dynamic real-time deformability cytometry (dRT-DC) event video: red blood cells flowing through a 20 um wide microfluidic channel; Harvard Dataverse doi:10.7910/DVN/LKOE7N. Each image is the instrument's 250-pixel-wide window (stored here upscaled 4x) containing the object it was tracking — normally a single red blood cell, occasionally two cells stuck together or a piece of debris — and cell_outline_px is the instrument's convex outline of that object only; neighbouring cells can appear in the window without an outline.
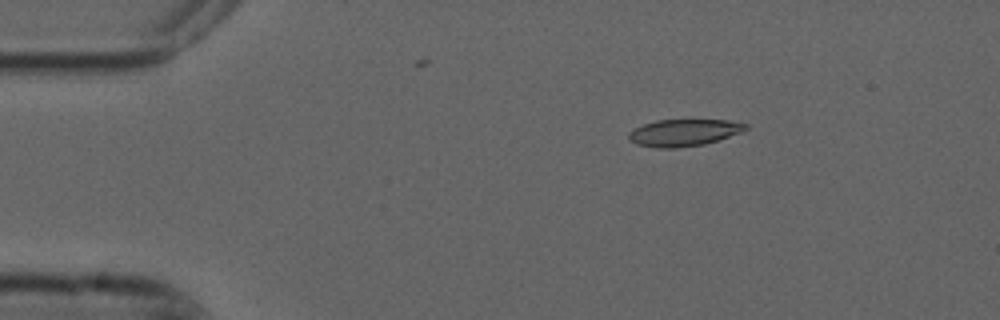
{"species": "common noctule bat (a hibernating species)", "species_latin": "Nyctalus noctula", "temperature_condition": "cold", "stored_images_in_passage": 5, "camera_frame_rate_fps": 3000, "um_per_image_px": 0.085, "animal": {"sex": "male", "forearm_length_mm": 52.5}, "frame": {"image": 1, "passage_image": 3, "time_ms": 0.667, "image_size_px": [1000, 320], "cell_outline_px": [[748, 128], [744, 132], [704, 144], [676, 148], [660, 148], [636, 144], [628, 136], [628, 132], [644, 124], [656, 120], [728, 120], [748, 124]], "centroid_in_image_um": [58.17, 11.27], "position_along_channel_um": 26.8, "area_um2": 18.26}}